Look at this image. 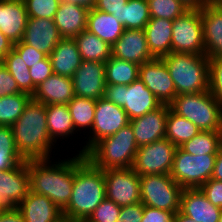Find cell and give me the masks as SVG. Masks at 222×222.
Wrapping results in <instances>:
<instances>
[{"mask_svg":"<svg viewBox=\"0 0 222 222\" xmlns=\"http://www.w3.org/2000/svg\"><path fill=\"white\" fill-rule=\"evenodd\" d=\"M106 198L102 169L95 167L81 153L76 156V172L68 205L62 210L64 220L85 222Z\"/></svg>","mask_w":222,"mask_h":222,"instance_id":"6da1fadb","label":"cell"},{"mask_svg":"<svg viewBox=\"0 0 222 222\" xmlns=\"http://www.w3.org/2000/svg\"><path fill=\"white\" fill-rule=\"evenodd\" d=\"M49 160H27L30 191L45 195L62 211L71 199L76 156L57 164Z\"/></svg>","mask_w":222,"mask_h":222,"instance_id":"7a4b0ae2","label":"cell"},{"mask_svg":"<svg viewBox=\"0 0 222 222\" xmlns=\"http://www.w3.org/2000/svg\"><path fill=\"white\" fill-rule=\"evenodd\" d=\"M11 127L17 151L25 161L50 159L54 143L48 133L44 104L31 99Z\"/></svg>","mask_w":222,"mask_h":222,"instance_id":"3957f363","label":"cell"},{"mask_svg":"<svg viewBox=\"0 0 222 222\" xmlns=\"http://www.w3.org/2000/svg\"><path fill=\"white\" fill-rule=\"evenodd\" d=\"M161 59L174 82L177 96L209 90V58L205 54L171 52Z\"/></svg>","mask_w":222,"mask_h":222,"instance_id":"277c9868","label":"cell"},{"mask_svg":"<svg viewBox=\"0 0 222 222\" xmlns=\"http://www.w3.org/2000/svg\"><path fill=\"white\" fill-rule=\"evenodd\" d=\"M138 145L130 124L98 141L85 157L97 168H132Z\"/></svg>","mask_w":222,"mask_h":222,"instance_id":"5b68a950","label":"cell"},{"mask_svg":"<svg viewBox=\"0 0 222 222\" xmlns=\"http://www.w3.org/2000/svg\"><path fill=\"white\" fill-rule=\"evenodd\" d=\"M169 107L179 116L190 120L200 131H222V105L209 90L178 95Z\"/></svg>","mask_w":222,"mask_h":222,"instance_id":"8992f818","label":"cell"},{"mask_svg":"<svg viewBox=\"0 0 222 222\" xmlns=\"http://www.w3.org/2000/svg\"><path fill=\"white\" fill-rule=\"evenodd\" d=\"M104 98L122 107L129 120L141 117L162 105L139 78L130 85H106Z\"/></svg>","mask_w":222,"mask_h":222,"instance_id":"52a82bcc","label":"cell"},{"mask_svg":"<svg viewBox=\"0 0 222 222\" xmlns=\"http://www.w3.org/2000/svg\"><path fill=\"white\" fill-rule=\"evenodd\" d=\"M182 190L170 174L140 176V197L145 206L175 214L180 210Z\"/></svg>","mask_w":222,"mask_h":222,"instance_id":"ba28073f","label":"cell"},{"mask_svg":"<svg viewBox=\"0 0 222 222\" xmlns=\"http://www.w3.org/2000/svg\"><path fill=\"white\" fill-rule=\"evenodd\" d=\"M217 154L192 155L177 147L171 177L183 189L200 188L212 175Z\"/></svg>","mask_w":222,"mask_h":222,"instance_id":"9c48e42d","label":"cell"},{"mask_svg":"<svg viewBox=\"0 0 222 222\" xmlns=\"http://www.w3.org/2000/svg\"><path fill=\"white\" fill-rule=\"evenodd\" d=\"M172 52L205 54L203 25L199 9H189L173 20Z\"/></svg>","mask_w":222,"mask_h":222,"instance_id":"30bf717a","label":"cell"},{"mask_svg":"<svg viewBox=\"0 0 222 222\" xmlns=\"http://www.w3.org/2000/svg\"><path fill=\"white\" fill-rule=\"evenodd\" d=\"M177 147L167 138L140 146L132 169L139 175L170 174Z\"/></svg>","mask_w":222,"mask_h":222,"instance_id":"8fae6325","label":"cell"},{"mask_svg":"<svg viewBox=\"0 0 222 222\" xmlns=\"http://www.w3.org/2000/svg\"><path fill=\"white\" fill-rule=\"evenodd\" d=\"M129 121L127 113L119 105L104 97L96 100L93 127L90 130L92 135L79 153L85 155L98 141L117 133L121 128L127 126Z\"/></svg>","mask_w":222,"mask_h":222,"instance_id":"7c38bea8","label":"cell"},{"mask_svg":"<svg viewBox=\"0 0 222 222\" xmlns=\"http://www.w3.org/2000/svg\"><path fill=\"white\" fill-rule=\"evenodd\" d=\"M106 198L118 206L141 202L140 176L132 168L103 170Z\"/></svg>","mask_w":222,"mask_h":222,"instance_id":"4fadbf2b","label":"cell"},{"mask_svg":"<svg viewBox=\"0 0 222 222\" xmlns=\"http://www.w3.org/2000/svg\"><path fill=\"white\" fill-rule=\"evenodd\" d=\"M30 190L27 161L0 171V208L11 211L27 197Z\"/></svg>","mask_w":222,"mask_h":222,"instance_id":"5bb4252c","label":"cell"},{"mask_svg":"<svg viewBox=\"0 0 222 222\" xmlns=\"http://www.w3.org/2000/svg\"><path fill=\"white\" fill-rule=\"evenodd\" d=\"M139 79L162 104L169 105L177 96L174 82L161 58H154L141 64Z\"/></svg>","mask_w":222,"mask_h":222,"instance_id":"9a60e30c","label":"cell"},{"mask_svg":"<svg viewBox=\"0 0 222 222\" xmlns=\"http://www.w3.org/2000/svg\"><path fill=\"white\" fill-rule=\"evenodd\" d=\"M72 82L75 96L93 100L103 98L106 87L105 63L82 61L72 76Z\"/></svg>","mask_w":222,"mask_h":222,"instance_id":"2e32d148","label":"cell"},{"mask_svg":"<svg viewBox=\"0 0 222 222\" xmlns=\"http://www.w3.org/2000/svg\"><path fill=\"white\" fill-rule=\"evenodd\" d=\"M168 105L162 104L154 111L129 121L138 147L165 138Z\"/></svg>","mask_w":222,"mask_h":222,"instance_id":"e0dca14e","label":"cell"},{"mask_svg":"<svg viewBox=\"0 0 222 222\" xmlns=\"http://www.w3.org/2000/svg\"><path fill=\"white\" fill-rule=\"evenodd\" d=\"M112 56L138 65L154 59L148 49L144 29H125L112 45Z\"/></svg>","mask_w":222,"mask_h":222,"instance_id":"ac0fdd59","label":"cell"},{"mask_svg":"<svg viewBox=\"0 0 222 222\" xmlns=\"http://www.w3.org/2000/svg\"><path fill=\"white\" fill-rule=\"evenodd\" d=\"M62 39L54 20L28 18L22 42L49 56Z\"/></svg>","mask_w":222,"mask_h":222,"instance_id":"d6986e66","label":"cell"},{"mask_svg":"<svg viewBox=\"0 0 222 222\" xmlns=\"http://www.w3.org/2000/svg\"><path fill=\"white\" fill-rule=\"evenodd\" d=\"M28 18L23 0H0V31L12 43L22 40Z\"/></svg>","mask_w":222,"mask_h":222,"instance_id":"ffe728a7","label":"cell"},{"mask_svg":"<svg viewBox=\"0 0 222 222\" xmlns=\"http://www.w3.org/2000/svg\"><path fill=\"white\" fill-rule=\"evenodd\" d=\"M179 211L196 222H218L222 209L196 188L182 190Z\"/></svg>","mask_w":222,"mask_h":222,"instance_id":"44dd1931","label":"cell"},{"mask_svg":"<svg viewBox=\"0 0 222 222\" xmlns=\"http://www.w3.org/2000/svg\"><path fill=\"white\" fill-rule=\"evenodd\" d=\"M89 10L74 3L60 1L53 20L62 38L74 39L86 30Z\"/></svg>","mask_w":222,"mask_h":222,"instance_id":"7402d4cb","label":"cell"},{"mask_svg":"<svg viewBox=\"0 0 222 222\" xmlns=\"http://www.w3.org/2000/svg\"><path fill=\"white\" fill-rule=\"evenodd\" d=\"M74 96L72 78L52 74L36 87L32 99L44 105H67Z\"/></svg>","mask_w":222,"mask_h":222,"instance_id":"603a6c76","label":"cell"},{"mask_svg":"<svg viewBox=\"0 0 222 222\" xmlns=\"http://www.w3.org/2000/svg\"><path fill=\"white\" fill-rule=\"evenodd\" d=\"M25 222H61L62 211L45 195L29 190L27 197L18 205Z\"/></svg>","mask_w":222,"mask_h":222,"instance_id":"cb8c5ba5","label":"cell"},{"mask_svg":"<svg viewBox=\"0 0 222 222\" xmlns=\"http://www.w3.org/2000/svg\"><path fill=\"white\" fill-rule=\"evenodd\" d=\"M205 55L208 58L222 57V13L207 4L201 10Z\"/></svg>","mask_w":222,"mask_h":222,"instance_id":"d4e9b609","label":"cell"},{"mask_svg":"<svg viewBox=\"0 0 222 222\" xmlns=\"http://www.w3.org/2000/svg\"><path fill=\"white\" fill-rule=\"evenodd\" d=\"M53 74L72 78L82 58L73 38H62L49 55Z\"/></svg>","mask_w":222,"mask_h":222,"instance_id":"484cf974","label":"cell"},{"mask_svg":"<svg viewBox=\"0 0 222 222\" xmlns=\"http://www.w3.org/2000/svg\"><path fill=\"white\" fill-rule=\"evenodd\" d=\"M173 20L151 18L144 28L148 49L154 58H162L172 52Z\"/></svg>","mask_w":222,"mask_h":222,"instance_id":"4316f807","label":"cell"},{"mask_svg":"<svg viewBox=\"0 0 222 222\" xmlns=\"http://www.w3.org/2000/svg\"><path fill=\"white\" fill-rule=\"evenodd\" d=\"M86 30L95 34L112 47L121 37L125 28L112 14L92 8L88 13Z\"/></svg>","mask_w":222,"mask_h":222,"instance_id":"83f0119b","label":"cell"},{"mask_svg":"<svg viewBox=\"0 0 222 222\" xmlns=\"http://www.w3.org/2000/svg\"><path fill=\"white\" fill-rule=\"evenodd\" d=\"M45 108L48 133L54 143L59 137L67 138L74 134L73 119L66 104H49Z\"/></svg>","mask_w":222,"mask_h":222,"instance_id":"f1b7e54d","label":"cell"},{"mask_svg":"<svg viewBox=\"0 0 222 222\" xmlns=\"http://www.w3.org/2000/svg\"><path fill=\"white\" fill-rule=\"evenodd\" d=\"M82 61L105 63L112 55V47L88 30L82 31L74 38Z\"/></svg>","mask_w":222,"mask_h":222,"instance_id":"f546056e","label":"cell"},{"mask_svg":"<svg viewBox=\"0 0 222 222\" xmlns=\"http://www.w3.org/2000/svg\"><path fill=\"white\" fill-rule=\"evenodd\" d=\"M139 66L111 55L105 62L106 85H130L139 78Z\"/></svg>","mask_w":222,"mask_h":222,"instance_id":"4dcf8cb0","label":"cell"},{"mask_svg":"<svg viewBox=\"0 0 222 222\" xmlns=\"http://www.w3.org/2000/svg\"><path fill=\"white\" fill-rule=\"evenodd\" d=\"M200 132L195 124L173 112L168 105L165 138L176 147H181L186 141H189Z\"/></svg>","mask_w":222,"mask_h":222,"instance_id":"1f68e13d","label":"cell"},{"mask_svg":"<svg viewBox=\"0 0 222 222\" xmlns=\"http://www.w3.org/2000/svg\"><path fill=\"white\" fill-rule=\"evenodd\" d=\"M222 143V131H201L180 148L186 153L199 156L218 154Z\"/></svg>","mask_w":222,"mask_h":222,"instance_id":"d6a6232c","label":"cell"},{"mask_svg":"<svg viewBox=\"0 0 222 222\" xmlns=\"http://www.w3.org/2000/svg\"><path fill=\"white\" fill-rule=\"evenodd\" d=\"M150 19L147 0H128L120 10V22L125 29H144Z\"/></svg>","mask_w":222,"mask_h":222,"instance_id":"836d02e7","label":"cell"},{"mask_svg":"<svg viewBox=\"0 0 222 222\" xmlns=\"http://www.w3.org/2000/svg\"><path fill=\"white\" fill-rule=\"evenodd\" d=\"M1 62L8 69L18 84L19 89L29 95H33L36 87L32 83V78L28 66H26L19 54L12 49Z\"/></svg>","mask_w":222,"mask_h":222,"instance_id":"e575fe53","label":"cell"},{"mask_svg":"<svg viewBox=\"0 0 222 222\" xmlns=\"http://www.w3.org/2000/svg\"><path fill=\"white\" fill-rule=\"evenodd\" d=\"M32 96L20 92L0 97V126H12L23 113Z\"/></svg>","mask_w":222,"mask_h":222,"instance_id":"d590c367","label":"cell"},{"mask_svg":"<svg viewBox=\"0 0 222 222\" xmlns=\"http://www.w3.org/2000/svg\"><path fill=\"white\" fill-rule=\"evenodd\" d=\"M70 114L73 119V125L78 130L92 129L96 100L84 97L74 96L73 99L67 104ZM82 128V129H81Z\"/></svg>","mask_w":222,"mask_h":222,"instance_id":"8d00e7d4","label":"cell"},{"mask_svg":"<svg viewBox=\"0 0 222 222\" xmlns=\"http://www.w3.org/2000/svg\"><path fill=\"white\" fill-rule=\"evenodd\" d=\"M151 18L175 20L182 16L189 8L180 0H147Z\"/></svg>","mask_w":222,"mask_h":222,"instance_id":"74e56055","label":"cell"},{"mask_svg":"<svg viewBox=\"0 0 222 222\" xmlns=\"http://www.w3.org/2000/svg\"><path fill=\"white\" fill-rule=\"evenodd\" d=\"M29 18L54 19L61 0H23Z\"/></svg>","mask_w":222,"mask_h":222,"instance_id":"f35d334b","label":"cell"},{"mask_svg":"<svg viewBox=\"0 0 222 222\" xmlns=\"http://www.w3.org/2000/svg\"><path fill=\"white\" fill-rule=\"evenodd\" d=\"M120 211L121 206L105 198L85 222H116Z\"/></svg>","mask_w":222,"mask_h":222,"instance_id":"ab89813d","label":"cell"},{"mask_svg":"<svg viewBox=\"0 0 222 222\" xmlns=\"http://www.w3.org/2000/svg\"><path fill=\"white\" fill-rule=\"evenodd\" d=\"M209 92L222 105V57L209 58Z\"/></svg>","mask_w":222,"mask_h":222,"instance_id":"60d3db41","label":"cell"},{"mask_svg":"<svg viewBox=\"0 0 222 222\" xmlns=\"http://www.w3.org/2000/svg\"><path fill=\"white\" fill-rule=\"evenodd\" d=\"M13 49L23 59L28 68L42 61L47 56L43 52L36 50L34 47L29 46L22 41L15 43Z\"/></svg>","mask_w":222,"mask_h":222,"instance_id":"b9f144b4","label":"cell"},{"mask_svg":"<svg viewBox=\"0 0 222 222\" xmlns=\"http://www.w3.org/2000/svg\"><path fill=\"white\" fill-rule=\"evenodd\" d=\"M32 83L35 87L45 81L49 76L53 74L52 64L49 56H46L42 61L36 63L29 68Z\"/></svg>","mask_w":222,"mask_h":222,"instance_id":"7bdbcfd3","label":"cell"},{"mask_svg":"<svg viewBox=\"0 0 222 222\" xmlns=\"http://www.w3.org/2000/svg\"><path fill=\"white\" fill-rule=\"evenodd\" d=\"M199 189L213 205L222 209V181L210 178Z\"/></svg>","mask_w":222,"mask_h":222,"instance_id":"ee69618b","label":"cell"},{"mask_svg":"<svg viewBox=\"0 0 222 222\" xmlns=\"http://www.w3.org/2000/svg\"><path fill=\"white\" fill-rule=\"evenodd\" d=\"M22 92L13 76L0 61V97Z\"/></svg>","mask_w":222,"mask_h":222,"instance_id":"f6af8a7d","label":"cell"},{"mask_svg":"<svg viewBox=\"0 0 222 222\" xmlns=\"http://www.w3.org/2000/svg\"><path fill=\"white\" fill-rule=\"evenodd\" d=\"M143 217V204L142 202L123 206L116 222H141Z\"/></svg>","mask_w":222,"mask_h":222,"instance_id":"bcb514c9","label":"cell"},{"mask_svg":"<svg viewBox=\"0 0 222 222\" xmlns=\"http://www.w3.org/2000/svg\"><path fill=\"white\" fill-rule=\"evenodd\" d=\"M173 218L174 214L172 212L143 205L141 222H173Z\"/></svg>","mask_w":222,"mask_h":222,"instance_id":"7dc6e473","label":"cell"},{"mask_svg":"<svg viewBox=\"0 0 222 222\" xmlns=\"http://www.w3.org/2000/svg\"><path fill=\"white\" fill-rule=\"evenodd\" d=\"M24 161L17 149L0 148V171L12 169Z\"/></svg>","mask_w":222,"mask_h":222,"instance_id":"c3c4849f","label":"cell"},{"mask_svg":"<svg viewBox=\"0 0 222 222\" xmlns=\"http://www.w3.org/2000/svg\"><path fill=\"white\" fill-rule=\"evenodd\" d=\"M127 2L128 0H96L93 8L112 14L120 21V10Z\"/></svg>","mask_w":222,"mask_h":222,"instance_id":"681fc988","label":"cell"},{"mask_svg":"<svg viewBox=\"0 0 222 222\" xmlns=\"http://www.w3.org/2000/svg\"><path fill=\"white\" fill-rule=\"evenodd\" d=\"M0 148L17 149L12 127L0 126Z\"/></svg>","mask_w":222,"mask_h":222,"instance_id":"f907efd6","label":"cell"},{"mask_svg":"<svg viewBox=\"0 0 222 222\" xmlns=\"http://www.w3.org/2000/svg\"><path fill=\"white\" fill-rule=\"evenodd\" d=\"M0 222H25V220L21 211L17 208L0 212Z\"/></svg>","mask_w":222,"mask_h":222,"instance_id":"816d5d0a","label":"cell"},{"mask_svg":"<svg viewBox=\"0 0 222 222\" xmlns=\"http://www.w3.org/2000/svg\"><path fill=\"white\" fill-rule=\"evenodd\" d=\"M13 46L14 43L0 31V61L13 49Z\"/></svg>","mask_w":222,"mask_h":222,"instance_id":"f5cc1de1","label":"cell"},{"mask_svg":"<svg viewBox=\"0 0 222 222\" xmlns=\"http://www.w3.org/2000/svg\"><path fill=\"white\" fill-rule=\"evenodd\" d=\"M211 178L222 181V143L218 150V154L216 157L215 166H214Z\"/></svg>","mask_w":222,"mask_h":222,"instance_id":"db71d44e","label":"cell"},{"mask_svg":"<svg viewBox=\"0 0 222 222\" xmlns=\"http://www.w3.org/2000/svg\"><path fill=\"white\" fill-rule=\"evenodd\" d=\"M189 9H199L201 10L208 3L205 0H180Z\"/></svg>","mask_w":222,"mask_h":222,"instance_id":"11a10c76","label":"cell"},{"mask_svg":"<svg viewBox=\"0 0 222 222\" xmlns=\"http://www.w3.org/2000/svg\"><path fill=\"white\" fill-rule=\"evenodd\" d=\"M70 3H74L80 6H83L87 9H92L95 5L96 0H62Z\"/></svg>","mask_w":222,"mask_h":222,"instance_id":"9f6ffc18","label":"cell"},{"mask_svg":"<svg viewBox=\"0 0 222 222\" xmlns=\"http://www.w3.org/2000/svg\"><path fill=\"white\" fill-rule=\"evenodd\" d=\"M173 222H196V221L178 211L174 214Z\"/></svg>","mask_w":222,"mask_h":222,"instance_id":"6f0895ef","label":"cell"},{"mask_svg":"<svg viewBox=\"0 0 222 222\" xmlns=\"http://www.w3.org/2000/svg\"><path fill=\"white\" fill-rule=\"evenodd\" d=\"M222 13V0H218L212 3Z\"/></svg>","mask_w":222,"mask_h":222,"instance_id":"680465c9","label":"cell"},{"mask_svg":"<svg viewBox=\"0 0 222 222\" xmlns=\"http://www.w3.org/2000/svg\"><path fill=\"white\" fill-rule=\"evenodd\" d=\"M208 4H212L213 2L215 1H218V0H205Z\"/></svg>","mask_w":222,"mask_h":222,"instance_id":"91938a15","label":"cell"},{"mask_svg":"<svg viewBox=\"0 0 222 222\" xmlns=\"http://www.w3.org/2000/svg\"><path fill=\"white\" fill-rule=\"evenodd\" d=\"M218 222H222V212L220 214V218H219Z\"/></svg>","mask_w":222,"mask_h":222,"instance_id":"94428289","label":"cell"},{"mask_svg":"<svg viewBox=\"0 0 222 222\" xmlns=\"http://www.w3.org/2000/svg\"><path fill=\"white\" fill-rule=\"evenodd\" d=\"M61 222H71V221H68V220H62Z\"/></svg>","mask_w":222,"mask_h":222,"instance_id":"6125c7cd","label":"cell"}]
</instances>
